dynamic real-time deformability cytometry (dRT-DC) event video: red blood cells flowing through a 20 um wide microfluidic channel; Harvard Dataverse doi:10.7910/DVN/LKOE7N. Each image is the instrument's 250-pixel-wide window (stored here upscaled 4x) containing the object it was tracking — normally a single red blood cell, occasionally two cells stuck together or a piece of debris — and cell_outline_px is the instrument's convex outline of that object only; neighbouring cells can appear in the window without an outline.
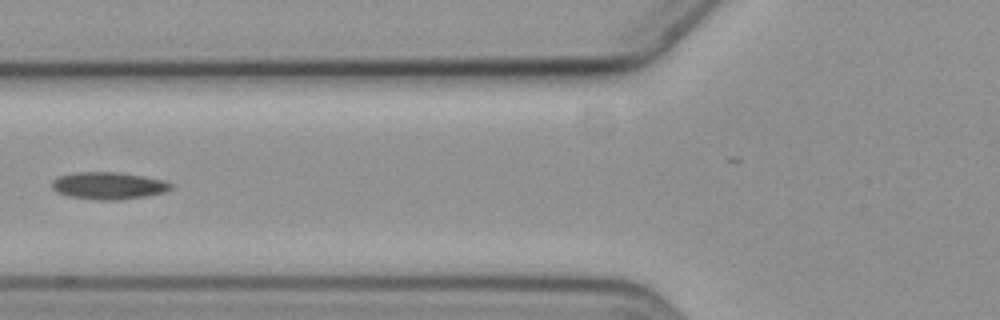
{"species": "common noctule bat (a hibernating species)", "species_latin": "Nyctalus noctula", "temperature_condition": "cold", "stored_images_in_passage": 7, "camera_frame_rate_fps": 3000, "um_per_image_px": 0.085, "animal": {"sex": "female", "body_mass_g": 19.3, "forearm_length_mm": 54.1}, "frame": {"image": 1, "passage_image": 5, "time_ms": 5.667, "image_size_px": [1000, 320], "cell_outline_px": [[172, 188], [164, 192], [148, 196], [116, 200], [96, 200], [68, 196], [56, 192], [52, 188], [52, 180], [56, 176], [76, 172], [116, 172], [164, 180], [172, 184]], "centroid_in_image_um": [9.18, 15.79], "position_along_channel_um": 116.6, "area_um2": 18.9}}
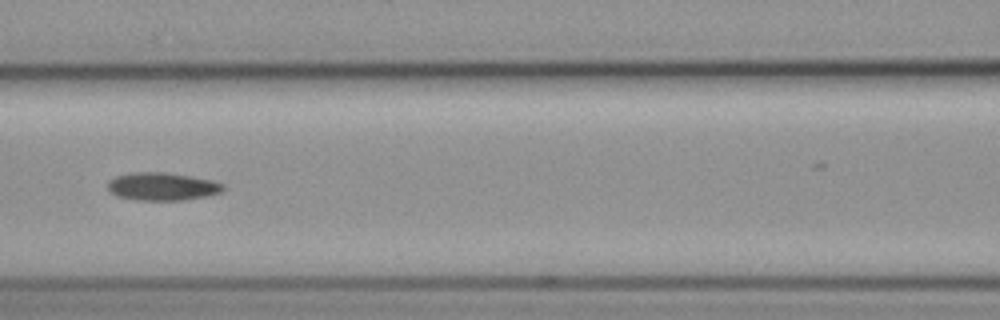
{"frame": {"image": 2, "passage_image": 6, "time_ms": 6.667, "image_size_px": [1000, 320], "cell_outline_px": [[224, 188], [220, 192], [208, 196], [184, 200], [136, 200], [116, 196], [108, 188], [108, 180], [116, 176], [132, 172], [164, 172], [212, 180], [224, 184]], "centroid_in_image_um": [13.78, 15.85], "position_along_channel_um": 152.8, "area_um2": 18.73}}
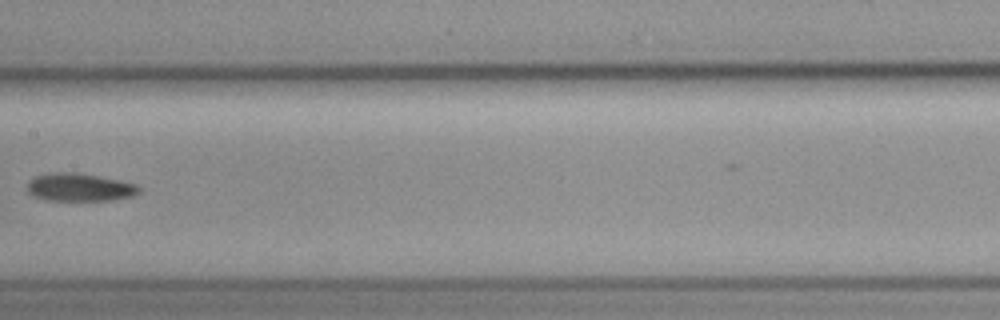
{"frame": {"image": 3, "passage_image": 7, "time_ms": 8.0, "image_size_px": [1000, 320], "cell_outline_px": [[140, 192], [132, 196], [112, 200], [44, 200], [32, 196], [28, 192], [28, 184], [36, 176], [52, 172], [76, 172], [120, 180], [136, 184], [140, 188]], "centroid_in_image_um": [6.77, 15.92], "position_along_channel_um": 200.6, "area_um2": 18.15}}